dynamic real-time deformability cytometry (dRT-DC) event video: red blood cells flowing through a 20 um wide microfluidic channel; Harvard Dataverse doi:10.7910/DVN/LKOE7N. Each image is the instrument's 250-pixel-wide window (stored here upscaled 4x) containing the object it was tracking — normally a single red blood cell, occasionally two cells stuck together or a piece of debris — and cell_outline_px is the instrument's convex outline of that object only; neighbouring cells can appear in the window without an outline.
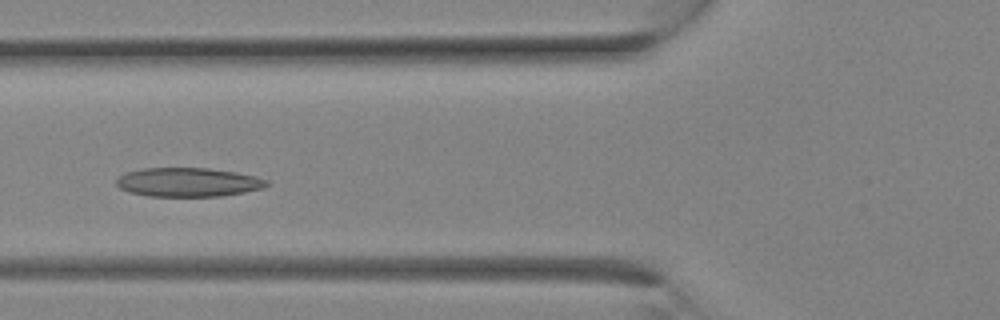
{"species": "Egyptian fruit bat (a non-hibernating species)", "species_latin": "Rousettus aegyptiacus", "temperature_condition": "room temperature", "stored_images_in_passage": 12, "camera_frame_rate_fps": 3000, "um_per_image_px": 0.085, "animal": {"sex": "female"}, "frame": {"image": 1, "passage_image": 9, "time_ms": 2.667, "image_size_px": [1000, 320], "cell_outline_px": [[272, 184], [264, 188], [244, 192], [220, 196], [148, 196], [128, 192], [120, 188], [116, 184], [116, 180], [124, 172], [144, 168], [208, 168], [236, 172], [256, 176], [268, 180]], "centroid_in_image_um": [16.01, 15.48], "position_along_channel_um": 109.8, "area_um2": 25.55}}
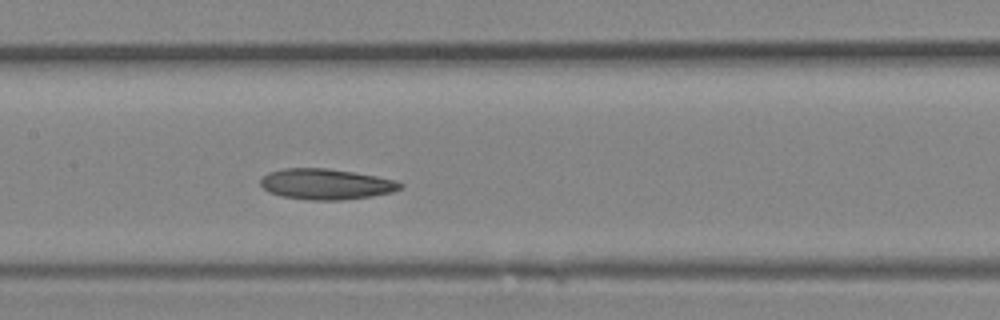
{"frame": {"image": 2, "passage_image": 12, "time_ms": 3.667, "image_size_px": [1000, 320], "cell_outline_px": [[404, 188], [392, 192], [372, 196], [340, 200], [308, 200], [280, 196], [268, 192], [260, 184], [260, 180], [268, 172], [284, 168], [324, 168], [352, 172], [376, 176], [396, 180], [404, 184]], "centroid_in_image_um": [27.72, 15.65], "position_along_channel_um": 179.7, "area_um2": 25.09}}